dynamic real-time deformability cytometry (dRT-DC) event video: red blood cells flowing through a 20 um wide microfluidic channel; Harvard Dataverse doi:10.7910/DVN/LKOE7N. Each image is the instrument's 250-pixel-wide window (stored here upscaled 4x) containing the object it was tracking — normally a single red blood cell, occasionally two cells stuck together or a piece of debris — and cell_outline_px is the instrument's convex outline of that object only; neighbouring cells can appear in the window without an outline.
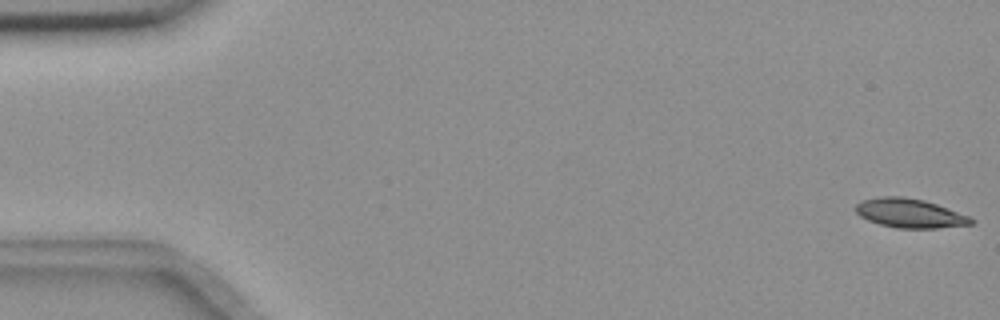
{"species": "common noctule bat (a hibernating species)", "species_latin": "Nyctalus noctula", "temperature_condition": "room temperature", "stored_images_in_passage": 57, "camera_frame_rate_fps": 3000, "um_per_image_px": 0.085, "animal": {"sex": "female", "body_mass_g": 18.4}, "frame": {"image": 1, "passage_image": 1, "time_ms": 0.0, "image_size_px": [1000, 320], "cell_outline_px": [[976, 220], [972, 224], [936, 228], [896, 228], [880, 224], [868, 220], [860, 216], [856, 212], [856, 204], [860, 200], [880, 196], [904, 196], [924, 200], [936, 204], [968, 216]], "centroid_in_image_um": [77.3, 18.11], "position_along_channel_um": 7.7, "area_um2": 19.54}}
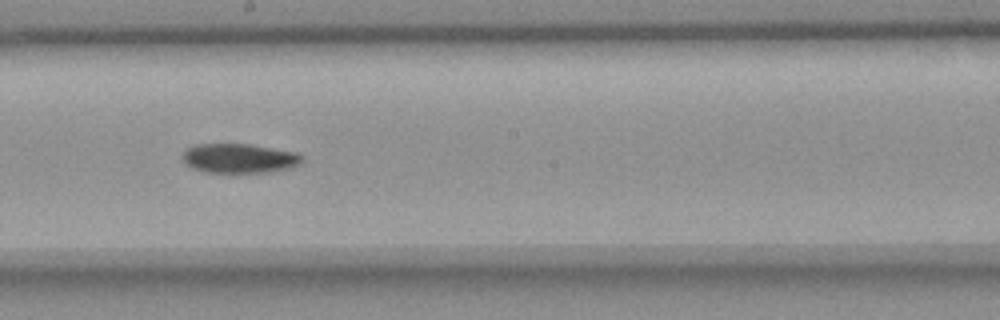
{"frame": {"image": 2, "passage_image": 31, "time_ms": 10.0, "image_size_px": [1000, 320], "cell_outline_px": [[304, 160], [300, 164], [292, 168], [268, 172], [204, 172], [192, 168], [184, 164], [180, 156], [192, 144], [248, 144], [296, 152], [304, 156]], "centroid_in_image_um": [20.33, 13.46], "position_along_channel_um": 227.9, "area_um2": 20.75}}
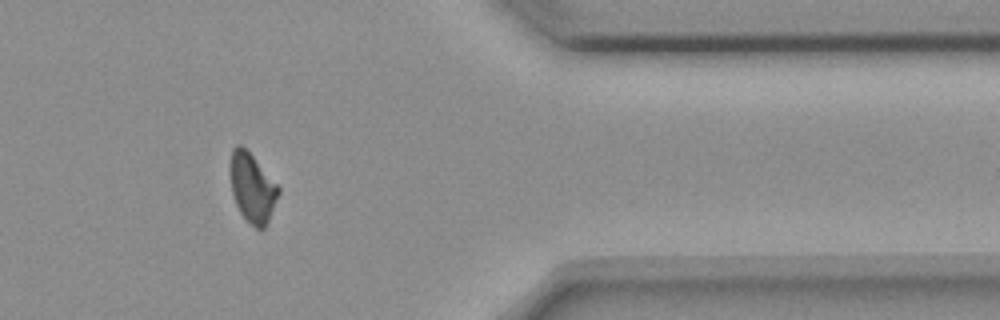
{"frame": {"image": 3, "passage_image": 46, "time_ms": 15.0, "image_size_px": [1000, 320], "cell_outline_px": [[280, 192], [268, 220], [264, 228], [256, 228], [240, 212], [236, 204], [232, 192], [228, 168], [232, 148], [236, 144], [240, 144], [252, 156], [280, 188]], "centroid_in_image_um": [21.4, 15.92], "position_along_channel_um": 390.0, "area_um2": 19.13}}